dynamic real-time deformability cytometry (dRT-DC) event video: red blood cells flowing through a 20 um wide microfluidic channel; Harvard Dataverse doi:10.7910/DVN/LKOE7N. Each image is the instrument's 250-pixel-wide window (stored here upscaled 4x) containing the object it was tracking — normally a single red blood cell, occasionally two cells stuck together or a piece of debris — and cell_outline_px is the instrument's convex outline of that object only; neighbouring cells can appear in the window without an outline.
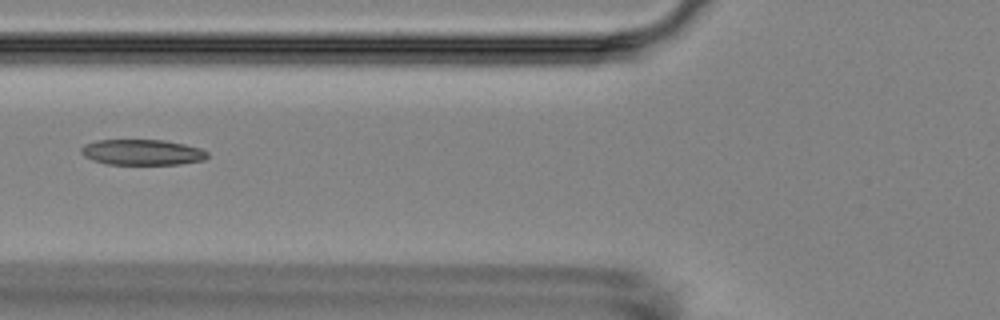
{"species": "Egyptian fruit bat (a non-hibernating species)", "species_latin": "Rousettus aegyptiacus", "temperature_condition": "room temperature", "stored_images_in_passage": 2, "camera_frame_rate_fps": 3000, "um_per_image_px": 0.085, "animal": {"sex": "female"}, "frame": {"image": 1, "passage_image": 2, "time_ms": 1.0, "image_size_px": [1000, 320], "cell_outline_px": [[208, 156], [204, 160], [180, 164], [108, 164], [92, 160], [84, 156], [80, 152], [80, 148], [84, 144], [96, 140], [164, 140], [184, 144], [200, 148], [208, 152]], "centroid_in_image_um": [12.07, 12.94], "position_along_channel_um": 113.7, "area_um2": 18.9}}